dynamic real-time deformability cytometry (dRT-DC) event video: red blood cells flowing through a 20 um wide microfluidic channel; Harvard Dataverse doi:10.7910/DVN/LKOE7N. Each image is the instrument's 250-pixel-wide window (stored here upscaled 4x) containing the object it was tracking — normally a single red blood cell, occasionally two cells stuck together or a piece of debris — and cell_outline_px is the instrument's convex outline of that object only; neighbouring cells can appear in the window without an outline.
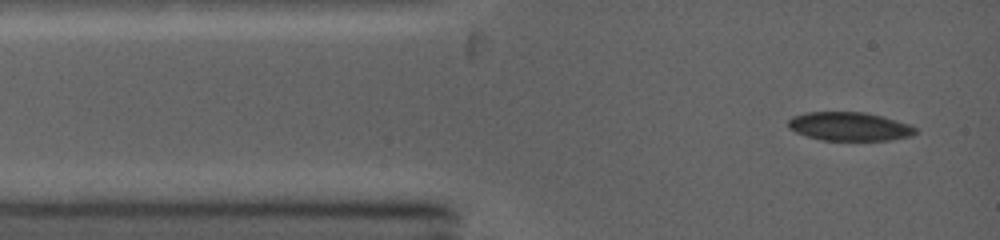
{"species": "common noctule bat (a hibernating species)", "species_latin": "Nyctalus noctula", "temperature_condition": "warm", "stored_images_in_passage": 4, "camera_frame_rate_fps": 5000, "um_per_image_px": 0.085, "animal": {"sex": "female", "body_mass_g": 19.0, "forearm_length_mm": 53.3}, "frame": {"image": 1, "passage_image": 1, "time_ms": 0.0, "image_size_px": [1000, 240], "cell_outline_px": [[916, 132], [912, 136], [888, 140], [820, 140], [796, 132], [788, 128], [788, 120], [792, 116], [804, 112], [864, 112], [884, 116], [908, 124], [916, 128]], "centroid_in_image_um": [72.18, 10.74], "position_along_channel_um": 12.8, "area_um2": 21.27}}
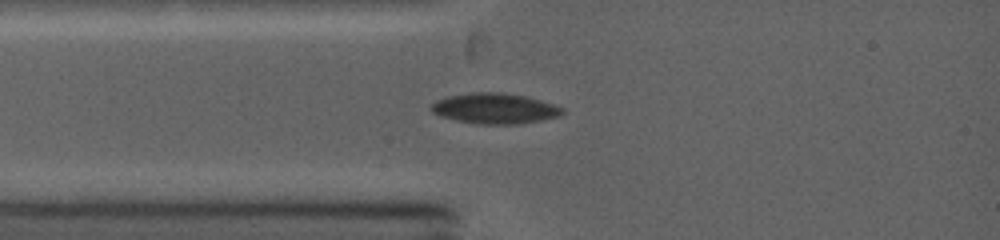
{"frame": {"image": 2, "passage_image": 3, "time_ms": 1.6, "image_size_px": [1000, 240], "cell_outline_px": [[564, 112], [560, 116], [520, 124], [480, 124], [456, 120], [440, 116], [432, 112], [428, 108], [436, 100], [448, 96], [472, 92], [500, 92], [524, 96], [540, 100], [564, 108]], "centroid_in_image_um": [42.03, 9.22], "position_along_channel_um": 43.0, "area_um2": 23.29}}